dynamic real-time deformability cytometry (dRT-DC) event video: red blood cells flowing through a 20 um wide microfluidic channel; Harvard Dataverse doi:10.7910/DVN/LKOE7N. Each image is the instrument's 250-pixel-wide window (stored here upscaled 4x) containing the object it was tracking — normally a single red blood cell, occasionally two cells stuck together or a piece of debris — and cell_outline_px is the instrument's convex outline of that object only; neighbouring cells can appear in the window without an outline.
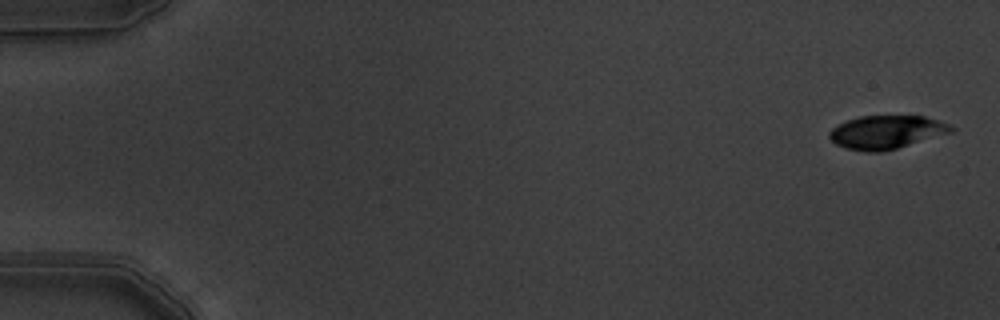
{"species": "common noctule bat (a hibernating species)", "species_latin": "Nyctalus noctula", "temperature_condition": "warm", "stored_images_in_passage": 5, "camera_frame_rate_fps": 3000, "um_per_image_px": 0.085, "animal": {"sex": "male", "body_mass_g": 19.5, "forearm_length_mm": 54.6}, "frame": {"image": 1, "passage_image": 1, "time_ms": 0.0, "image_size_px": [1000, 320], "cell_outline_px": [[956, 128], [952, 132], [884, 152], [864, 152], [844, 148], [836, 144], [828, 136], [828, 132], [832, 128], [848, 120], [860, 116], [924, 116], [948, 124]], "centroid_in_image_um": [75.33, 11.25], "position_along_channel_um": 9.7, "area_um2": 23.64}}